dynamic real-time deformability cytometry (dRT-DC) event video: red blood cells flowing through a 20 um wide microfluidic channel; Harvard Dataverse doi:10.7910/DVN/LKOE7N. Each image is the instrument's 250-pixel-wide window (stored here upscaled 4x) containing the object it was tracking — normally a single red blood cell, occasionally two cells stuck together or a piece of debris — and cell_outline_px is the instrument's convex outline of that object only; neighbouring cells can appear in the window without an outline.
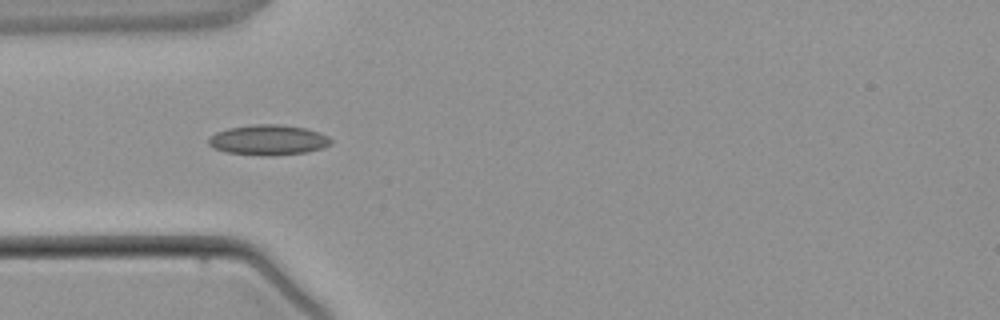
{"species": "common noctule bat (a hibernating species)", "species_latin": "Nyctalus noctula", "temperature_condition": "warm", "stored_images_in_passage": 1, "camera_frame_rate_fps": 3000, "um_per_image_px": 0.085, "animal": {"sex": "male", "body_mass_g": 21.5, "forearm_length_mm": 52.0}, "frame": {"image": 1, "passage_image": 1, "time_ms": 0.0, "image_size_px": [1000, 320], "cell_outline_px": [[332, 144], [324, 148], [308, 152], [228, 152], [212, 148], [208, 144], [208, 140], [216, 132], [228, 128], [252, 124], [280, 124], [308, 128], [320, 132], [328, 136], [332, 140]], "centroid_in_image_um": [22.86, 11.82], "position_along_channel_um": 62.1, "area_um2": 20.63}}